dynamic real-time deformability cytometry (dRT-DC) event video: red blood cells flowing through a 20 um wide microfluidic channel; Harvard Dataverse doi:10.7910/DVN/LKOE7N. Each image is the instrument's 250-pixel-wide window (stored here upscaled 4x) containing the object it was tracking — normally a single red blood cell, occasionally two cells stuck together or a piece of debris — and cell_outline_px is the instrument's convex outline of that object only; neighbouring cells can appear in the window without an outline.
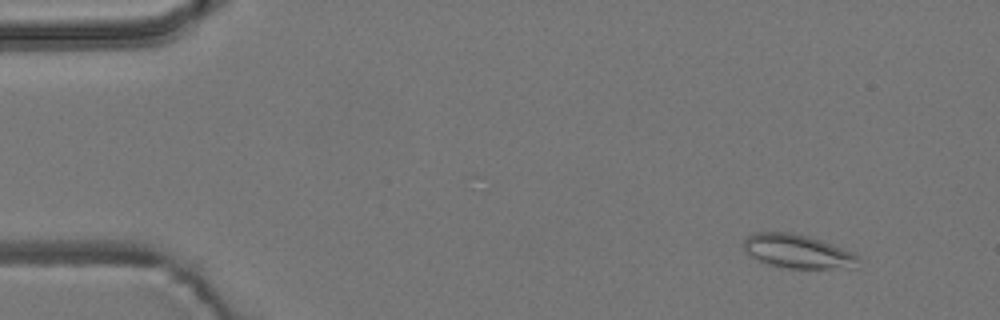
{"species": "common noctule bat (a hibernating species)", "species_latin": "Nyctalus noctula", "temperature_condition": "room temperature", "stored_images_in_passage": 5, "camera_frame_rate_fps": 3000, "um_per_image_px": 0.085, "animal": {"sex": "male", "body_mass_g": 19.2, "forearm_length_mm": 51.8}, "frame": {"image": 1, "passage_image": 2, "time_ms": 0.333, "image_size_px": [1000, 320], "cell_outline_px": [[860, 256], [856, 268], [788, 268], [768, 264], [752, 256], [744, 248], [744, 240], [748, 236], [756, 232], [788, 232], [808, 236], [832, 244], [852, 252]], "centroid_in_image_um": [67.84, 21.37], "position_along_channel_um": 17.2, "area_um2": 22.31}}